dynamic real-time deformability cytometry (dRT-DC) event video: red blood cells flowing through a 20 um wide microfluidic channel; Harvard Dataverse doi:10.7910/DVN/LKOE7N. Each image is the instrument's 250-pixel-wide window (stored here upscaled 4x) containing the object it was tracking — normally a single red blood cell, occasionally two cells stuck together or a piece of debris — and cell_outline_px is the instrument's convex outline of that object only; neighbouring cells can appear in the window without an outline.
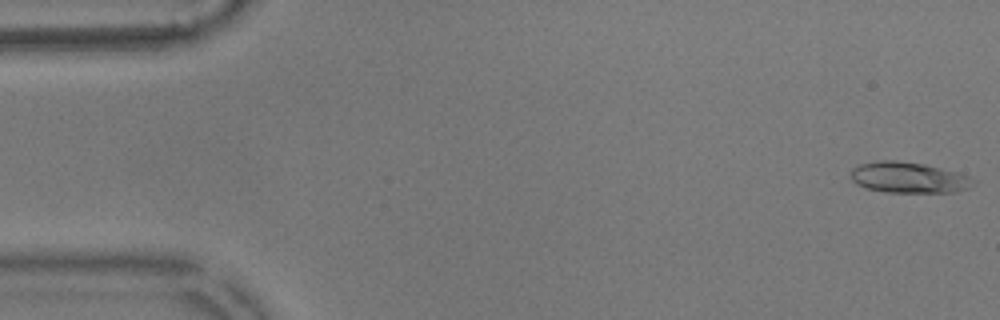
{"species": "common noctule bat (a hibernating species)", "species_latin": "Nyctalus noctula", "temperature_condition": "warm", "stored_images_in_passage": 3, "camera_frame_rate_fps": 3000, "um_per_image_px": 0.085, "animal": {"sex": "male", "body_mass_g": 17.9}, "frame": {"image": 1, "passage_image": 1, "time_ms": 0.0, "image_size_px": [1000, 320], "cell_outline_px": [[976, 180], [968, 188], [956, 192], [884, 192], [864, 188], [852, 180], [852, 168], [860, 164], [880, 160], [896, 160], [924, 164], [960, 172]], "centroid_in_image_um": [77.24, 15.09], "position_along_channel_um": 7.8, "area_um2": 22.08}}